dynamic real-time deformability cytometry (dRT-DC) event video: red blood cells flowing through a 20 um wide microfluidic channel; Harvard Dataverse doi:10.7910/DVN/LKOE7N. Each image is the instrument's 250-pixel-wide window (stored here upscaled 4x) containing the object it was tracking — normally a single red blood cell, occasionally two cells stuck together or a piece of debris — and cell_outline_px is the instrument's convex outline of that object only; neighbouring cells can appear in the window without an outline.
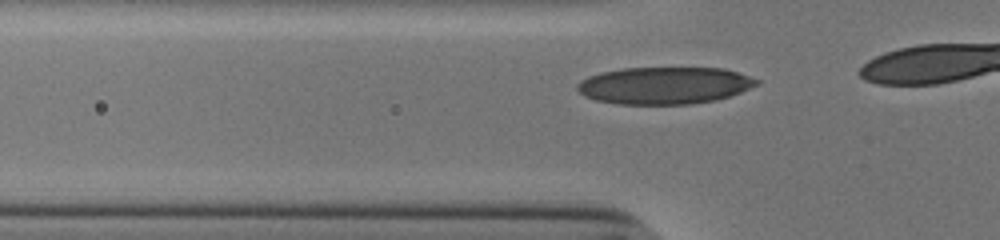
{"species": "human", "species_latin": "Homo sapiens", "temperature_condition": "cold", "stored_images_in_passage": 11, "camera_frame_rate_fps": 3000, "um_per_image_px": 0.085, "donor": {"sex": "male"}, "frame": {"image": 1, "passage_image": 5, "time_ms": 1.333, "image_size_px": [1000, 240], "cell_outline_px": [[760, 84], [740, 92], [716, 100], [688, 104], [616, 104], [596, 100], [584, 96], [576, 88], [576, 84], [580, 80], [588, 76], [600, 72], [624, 68], [724, 68], [760, 80]], "centroid_in_image_um": [56.45, 7.26], "position_along_channel_um": 69.4, "area_um2": 38.84}}
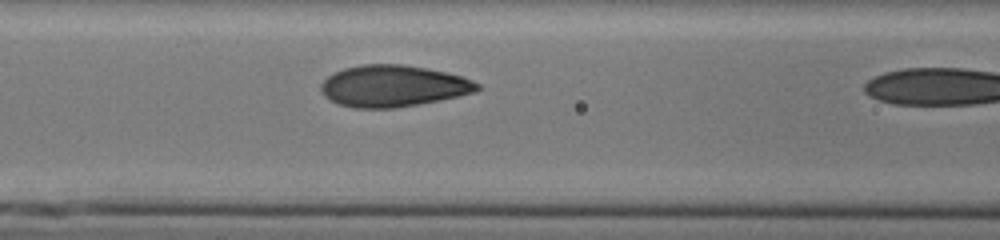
{"frame": {"image": 2, "passage_image": 10, "time_ms": 3.0, "image_size_px": [1000, 240], "cell_outline_px": [[484, 88], [476, 92], [440, 100], [392, 108], [352, 108], [340, 104], [324, 96], [320, 88], [320, 84], [328, 76], [344, 68], [364, 64], [404, 64], [444, 72], [460, 76], [472, 80], [480, 84]], "centroid_in_image_um": [33.43, 7.31], "position_along_channel_um": 133.2, "area_um2": 37.69}}